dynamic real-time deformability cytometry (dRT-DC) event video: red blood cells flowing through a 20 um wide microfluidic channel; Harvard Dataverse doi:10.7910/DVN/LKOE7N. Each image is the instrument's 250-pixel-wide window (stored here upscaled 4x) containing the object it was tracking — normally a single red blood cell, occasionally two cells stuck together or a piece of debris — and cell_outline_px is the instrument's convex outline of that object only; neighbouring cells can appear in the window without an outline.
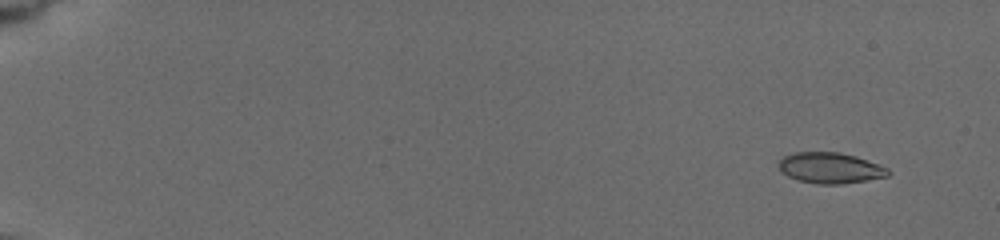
{"species": "common noctule bat (a hibernating species)", "species_latin": "Nyctalus noctula", "temperature_condition": "cold", "stored_images_in_passage": 23, "camera_frame_rate_fps": 3000, "um_per_image_px": 0.085, "animal": {"sex": "female", "body_mass_g": 19.5, "forearm_length_mm": 54.1}, "frame": {"image": 1, "passage_image": 1, "time_ms": 0.0, "image_size_px": [1000, 240], "cell_outline_px": [[892, 172], [888, 176], [840, 184], [820, 184], [800, 180], [788, 176], [780, 172], [776, 164], [784, 156], [792, 152], [840, 152], [856, 156], [888, 168]], "centroid_in_image_um": [70.53, 14.26], "position_along_channel_um": 14.5, "area_um2": 19.65}}
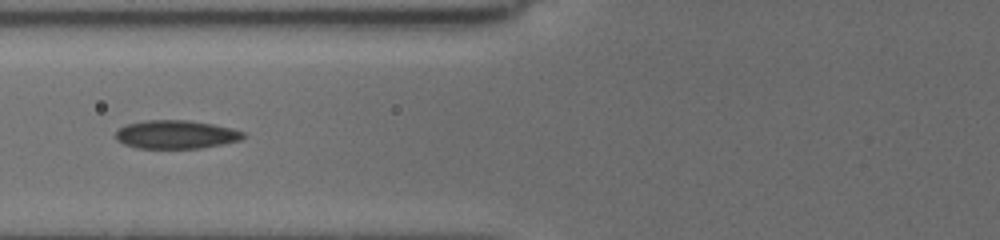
{"frame": {"image": 2, "passage_image": 10, "time_ms": 7.0, "image_size_px": [1000, 240], "cell_outline_px": [[248, 136], [240, 140], [224, 144], [200, 148], [136, 148], [124, 144], [116, 140], [116, 132], [120, 128], [128, 124], [144, 120], [188, 120], [212, 124], [232, 128], [244, 132]], "centroid_in_image_um": [14.99, 11.43], "position_along_channel_um": 110.8, "area_um2": 21.21}}
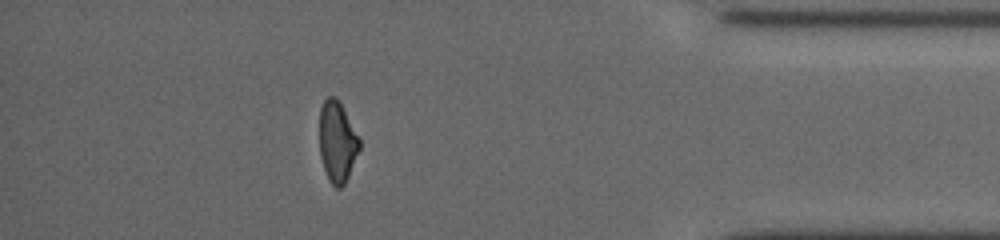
{"frame": {"image": 3, "passage_image": 20, "time_ms": 15.667, "image_size_px": [1000, 240], "cell_outline_px": [[360, 148], [348, 176], [344, 184], [340, 188], [336, 188], [328, 180], [320, 156], [320, 108], [324, 100], [328, 96], [336, 96], [360, 136]], "centroid_in_image_um": [28.67, 12.03], "position_along_channel_um": 406.5, "area_um2": 18.9}, "authors_computed_cell_mechanics": {"area_um2": 20.4612, "velocity_mm_per_s": 3.7765, "shape_relaxation_time_tau1_ms": 6.8928, "shape_relaxation_time_tau2_ms": 3.2099, "deformation_change_tau1": 0.1657, "deformation_change_tau2": 0.0516}}